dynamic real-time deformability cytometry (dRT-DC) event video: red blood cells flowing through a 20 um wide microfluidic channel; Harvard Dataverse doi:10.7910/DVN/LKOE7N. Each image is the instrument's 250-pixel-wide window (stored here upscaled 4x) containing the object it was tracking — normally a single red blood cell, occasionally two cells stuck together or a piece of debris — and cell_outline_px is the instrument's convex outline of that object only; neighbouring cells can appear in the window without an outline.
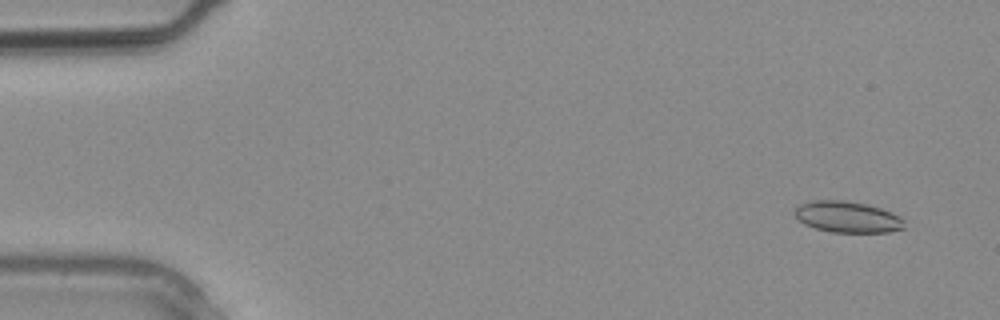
{"species": "common noctule bat (a hibernating species)", "species_latin": "Nyctalus noctula", "temperature_condition": "warm", "stored_images_in_passage": 3, "camera_frame_rate_fps": 3000, "um_per_image_px": 0.085, "animal": {"sex": "male", "body_mass_g": 20.4}, "frame": {"image": 1, "passage_image": 1, "time_ms": 0.0, "image_size_px": [1000, 320], "cell_outline_px": [[904, 228], [888, 232], [832, 232], [816, 228], [804, 224], [792, 212], [800, 204], [812, 200], [844, 200], [868, 204], [880, 208], [900, 216], [904, 220]], "centroid_in_image_um": [72.03, 18.43], "position_along_channel_um": 13.0, "area_um2": 19.94}}
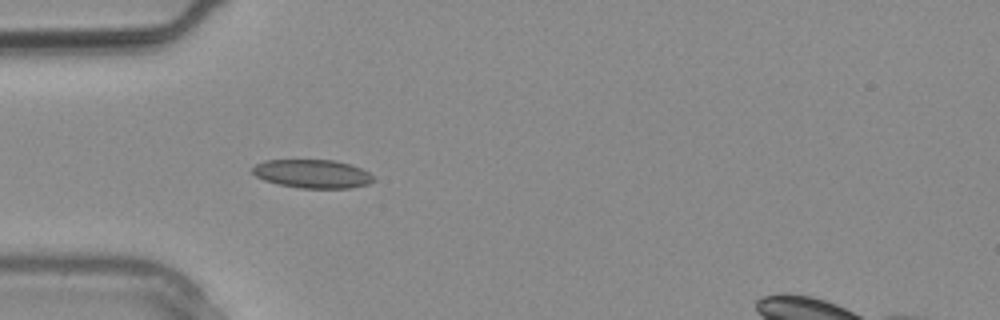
{"frame": {"image": 2, "passage_image": 3, "time_ms": 0.667, "image_size_px": [1000, 320], "cell_outline_px": [[376, 180], [368, 184], [352, 188], [300, 188], [280, 184], [264, 180], [256, 176], [252, 172], [252, 168], [256, 164], [264, 160], [332, 160], [352, 164], [376, 176]], "centroid_in_image_um": [26.6, 14.77], "position_along_channel_um": 58.4, "area_um2": 20.23}}